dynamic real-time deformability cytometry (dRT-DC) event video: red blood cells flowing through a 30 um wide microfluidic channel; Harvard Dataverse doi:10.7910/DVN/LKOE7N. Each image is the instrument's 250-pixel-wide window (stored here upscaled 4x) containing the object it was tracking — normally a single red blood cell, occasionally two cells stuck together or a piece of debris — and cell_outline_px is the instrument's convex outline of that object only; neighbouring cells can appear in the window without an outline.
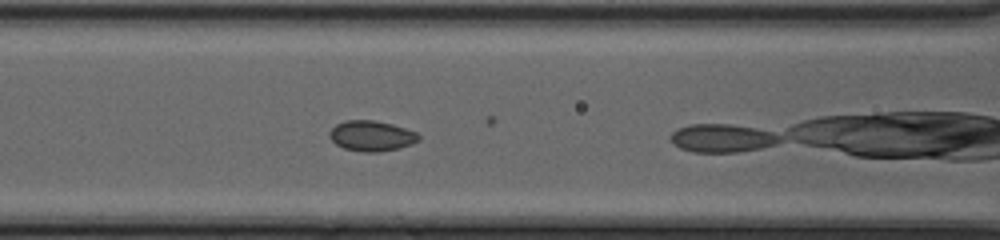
{"species": "common noctule bat (a hibernating species)", "species_latin": "Nyctalus noctula", "temperature_condition": "cold", "stored_images_in_passage": 33, "camera_frame_rate_fps": 3000, "um_per_image_px": 0.085, "animal": {"sex": "female", "body_mass_g": 20.0, "forearm_length_mm": 54.0}, "frame": {"image": 1, "passage_image": 5, "time_ms": 1.333, "image_size_px": [1000, 240], "cell_outline_px": [[420, 136], [416, 140], [408, 144], [396, 148], [376, 152], [364, 152], [344, 148], [336, 144], [332, 140], [328, 132], [336, 124], [348, 120], [372, 120], [392, 124], [416, 132]], "centroid_in_image_um": [31.52, 11.54], "position_along_channel_um": 135.1, "area_um2": 15.37}}
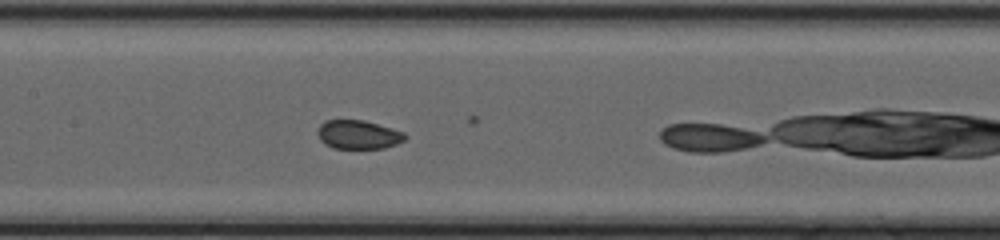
{"frame": {"image": 2, "passage_image": 8, "time_ms": 2.333, "image_size_px": [1000, 240], "cell_outline_px": [[408, 136], [404, 140], [396, 144], [384, 148], [336, 148], [320, 140], [320, 124], [324, 120], [364, 120], [404, 132]], "centroid_in_image_um": [30.51, 11.43], "position_along_channel_um": 176.9, "area_um2": 14.33}}